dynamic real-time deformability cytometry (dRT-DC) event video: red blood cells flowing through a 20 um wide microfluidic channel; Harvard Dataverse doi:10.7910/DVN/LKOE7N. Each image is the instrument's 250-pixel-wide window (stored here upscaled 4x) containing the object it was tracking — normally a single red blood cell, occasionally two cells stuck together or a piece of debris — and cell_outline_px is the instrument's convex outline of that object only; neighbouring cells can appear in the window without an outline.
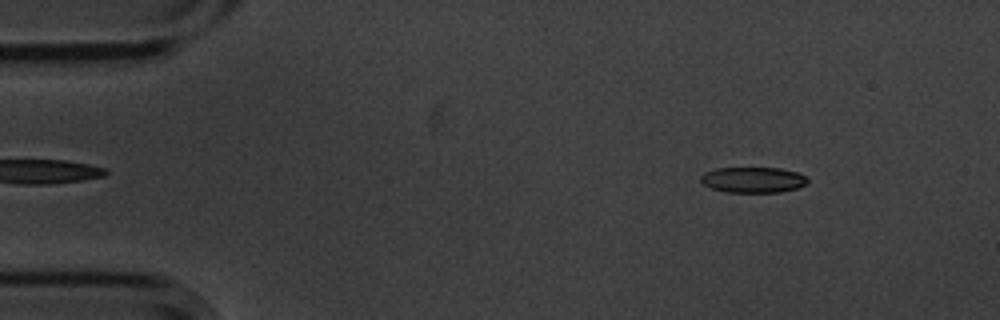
{"species": "common noctule bat (a hibernating species)", "species_latin": "Nyctalus noctula", "temperature_condition": "cold", "stored_images_in_passage": 4, "camera_frame_rate_fps": 3000, "um_per_image_px": 0.085, "animal": {"sex": "male", "body_mass_g": 20.1, "forearm_length_mm": 53.5}, "frame": {"image": 1, "passage_image": 1, "time_ms": 0.0, "image_size_px": [1000, 320], "cell_outline_px": [[808, 184], [796, 188], [780, 192], [724, 192], [712, 188], [704, 184], [700, 180], [700, 176], [704, 172], [716, 168], [780, 168], [796, 172], [804, 176], [808, 180]], "centroid_in_image_um": [63.99, 15.28], "position_along_channel_um": 21.0, "area_um2": 15.95}}
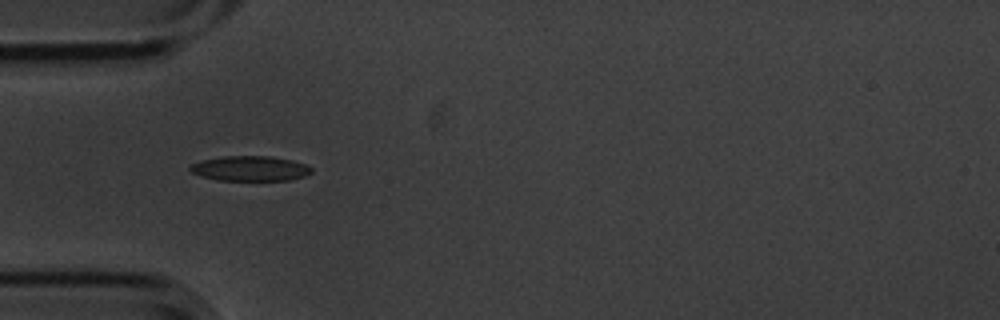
{"frame": {"image": 2, "passage_image": 3, "time_ms": 0.667, "image_size_px": [1000, 320], "cell_outline_px": [[312, 172], [308, 176], [292, 180], [216, 180], [200, 176], [192, 172], [188, 168], [192, 164], [204, 160], [224, 156], [272, 156], [292, 160], [304, 164], [312, 168]], "centroid_in_image_um": [21.3, 14.33], "position_along_channel_um": 63.7, "area_um2": 17.74}}
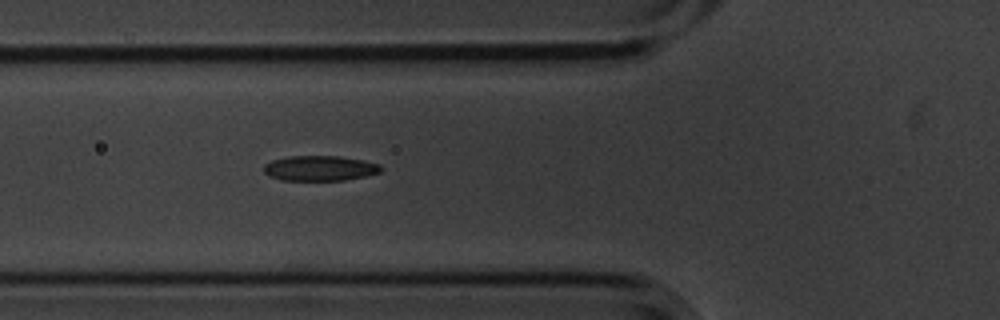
{"frame": {"image": 3, "passage_image": 4, "time_ms": 1.0, "image_size_px": [1000, 320], "cell_outline_px": [[384, 168], [380, 172], [364, 176], [344, 180], [280, 180], [268, 176], [264, 172], [264, 164], [272, 160], [288, 156], [340, 156], [364, 160], [380, 164]], "centroid_in_image_um": [27.18, 14.29], "position_along_channel_um": 98.6, "area_um2": 17.28}}